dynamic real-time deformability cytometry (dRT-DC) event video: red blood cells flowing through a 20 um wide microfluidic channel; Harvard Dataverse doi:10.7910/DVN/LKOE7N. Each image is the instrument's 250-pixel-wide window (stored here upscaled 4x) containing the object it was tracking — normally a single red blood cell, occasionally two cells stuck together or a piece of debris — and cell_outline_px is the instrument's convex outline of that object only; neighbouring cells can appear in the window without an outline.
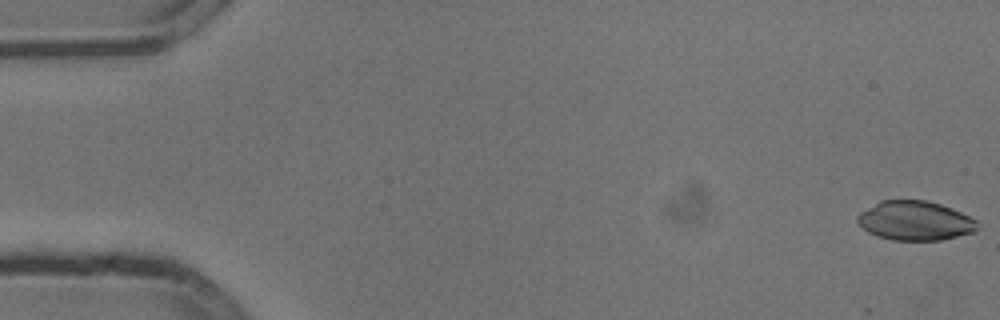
{"species": "common noctule bat (a hibernating species)", "species_latin": "Nyctalus noctula", "temperature_condition": "cold", "stored_images_in_passage": 54, "camera_frame_rate_fps": 3000, "um_per_image_px": 0.085, "animal": {"sex": "male", "body_mass_g": 13.3}, "frame": {"image": 1, "passage_image": 1, "time_ms": 0.0, "image_size_px": [1000, 320], "cell_outline_px": [[976, 232], [940, 240], [892, 240], [876, 236], [868, 232], [856, 220], [856, 216], [860, 212], [880, 200], [924, 200], [940, 204], [952, 208], [976, 220]], "centroid_in_image_um": [77.75, 18.76], "position_along_channel_um": 7.2, "area_um2": 27.4}}
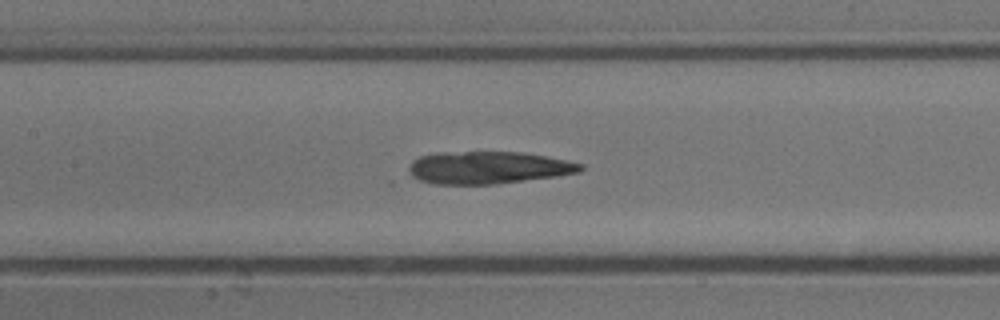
{"frame": {"image": 2, "passage_image": 25, "time_ms": 8.0, "image_size_px": [1000, 320], "cell_outline_px": [[584, 168], [580, 172], [496, 184], [432, 184], [420, 180], [412, 176], [408, 172], [408, 164], [412, 160], [420, 156], [436, 152], [524, 152], [584, 164]], "centroid_in_image_um": [41.42, 14.24], "position_along_channel_um": 166.0, "area_um2": 32.37}}
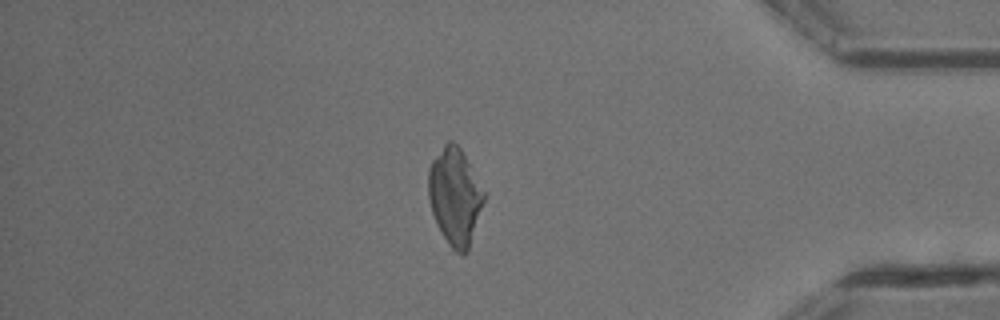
{"frame": {"image": 3, "passage_image": 46, "time_ms": 15.0, "image_size_px": [1000, 320], "cell_outline_px": [[484, 200], [468, 252], [464, 256], [460, 256], [448, 244], [432, 212], [428, 196], [428, 168], [432, 160], [444, 144], [448, 140], [452, 140], [460, 148], [484, 192]], "centroid_in_image_um": [38.65, 16.71], "position_along_channel_um": 396.5, "area_um2": 30.92}}